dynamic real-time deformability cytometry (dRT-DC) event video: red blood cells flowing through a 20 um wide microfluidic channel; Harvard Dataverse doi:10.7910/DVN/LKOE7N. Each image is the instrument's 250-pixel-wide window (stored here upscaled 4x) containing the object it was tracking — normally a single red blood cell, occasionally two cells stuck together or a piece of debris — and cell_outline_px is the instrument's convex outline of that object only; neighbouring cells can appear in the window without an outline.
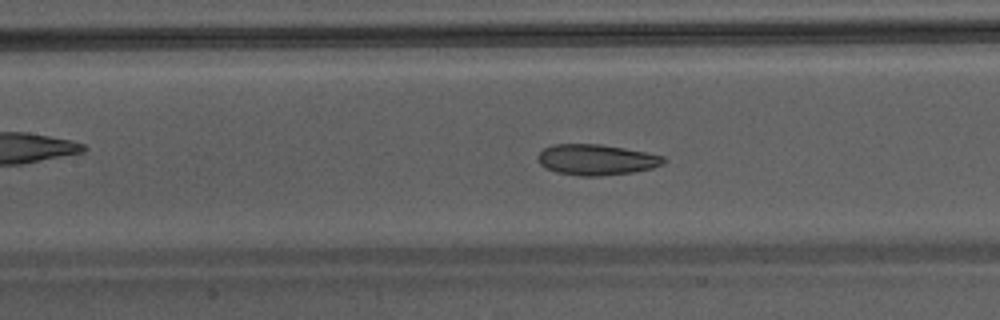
{"species": "Egyptian fruit bat (a non-hibernating species)", "species_latin": "Rousettus aegyptiacus", "temperature_condition": "warm", "stored_images_in_passage": 49, "camera_frame_rate_fps": 3000, "um_per_image_px": 0.085, "animal": {"sex": "male"}, "frame": {"image": 1, "passage_image": 24, "time_ms": 7.667, "image_size_px": [1000, 320], "cell_outline_px": [[668, 160], [664, 164], [652, 168], [632, 172], [600, 176], [580, 176], [556, 172], [544, 168], [536, 160], [536, 156], [544, 148], [552, 144], [600, 144], [624, 148], [664, 156]], "centroid_in_image_um": [50.66, 13.57], "position_along_channel_um": 156.7, "area_um2": 22.72}}
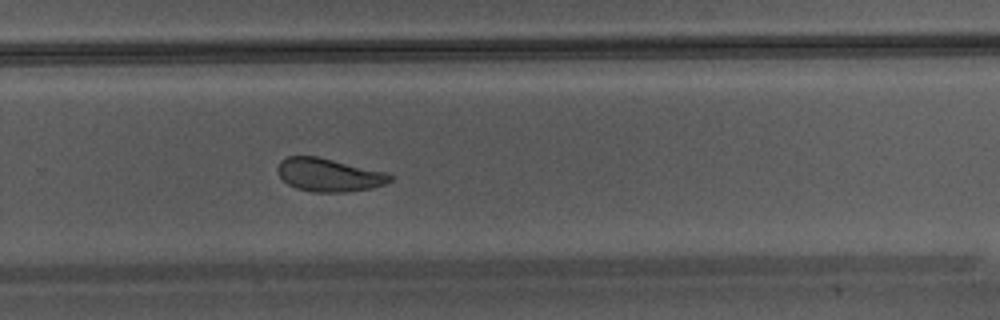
{"frame": {"image": 2, "passage_image": 34, "time_ms": 11.0, "image_size_px": [1000, 320], "cell_outline_px": [[392, 180], [384, 184], [372, 188], [344, 192], [312, 192], [296, 188], [288, 184], [280, 176], [276, 168], [280, 160], [288, 156], [316, 156], [388, 172], [392, 176]], "centroid_in_image_um": [27.95, 14.86], "position_along_channel_um": 301.8, "area_um2": 21.79}}
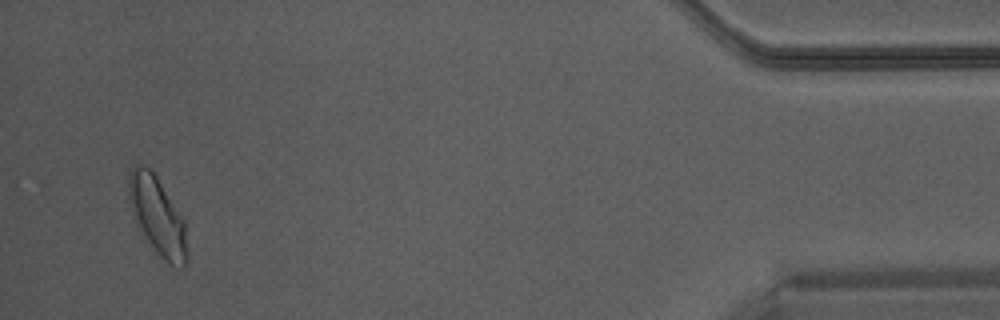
{"frame": {"image": 3, "passage_image": 47, "time_ms": 15.333, "image_size_px": [1000, 320], "cell_outline_px": [[188, 260], [184, 268], [176, 268], [168, 264], [156, 252], [140, 232], [136, 224], [128, 196], [128, 180], [132, 168], [136, 164], [144, 164], [156, 176], [184, 220], [188, 256]], "centroid_in_image_um": [13.39, 18.41], "position_along_channel_um": 421.8, "area_um2": 26.59}}